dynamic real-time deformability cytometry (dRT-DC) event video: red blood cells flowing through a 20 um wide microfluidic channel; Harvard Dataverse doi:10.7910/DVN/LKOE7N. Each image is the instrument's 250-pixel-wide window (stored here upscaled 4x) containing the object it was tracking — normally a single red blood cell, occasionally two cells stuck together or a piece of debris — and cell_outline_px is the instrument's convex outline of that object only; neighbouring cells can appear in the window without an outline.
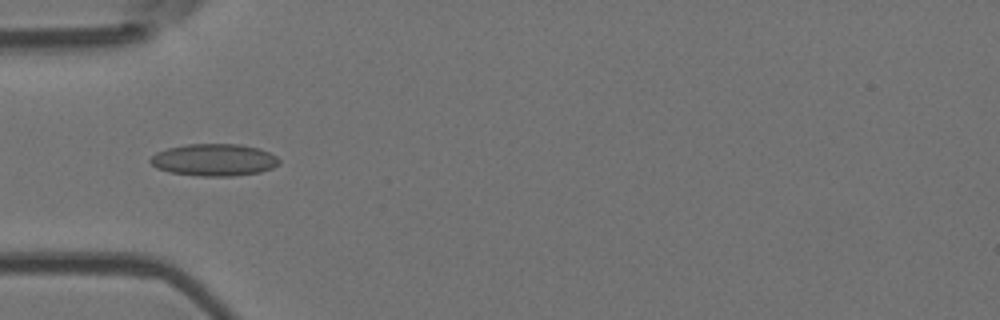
{"species": "Egyptian fruit bat (a non-hibernating species)", "species_latin": "Rousettus aegyptiacus", "temperature_condition": "room temperature", "stored_images_in_passage": 6, "camera_frame_rate_fps": 3000, "um_per_image_px": 0.085, "animal": {"sex": "female"}, "frame": {"image": 1, "passage_image": 4, "time_ms": 3.333, "image_size_px": [1000, 320], "cell_outline_px": [[280, 164], [272, 168], [260, 172], [232, 176], [200, 176], [168, 172], [156, 168], [148, 160], [156, 152], [168, 148], [188, 144], [240, 144], [260, 148], [276, 156], [280, 160]], "centroid_in_image_um": [18.2, 13.59], "position_along_channel_um": 66.8, "area_um2": 24.22}}
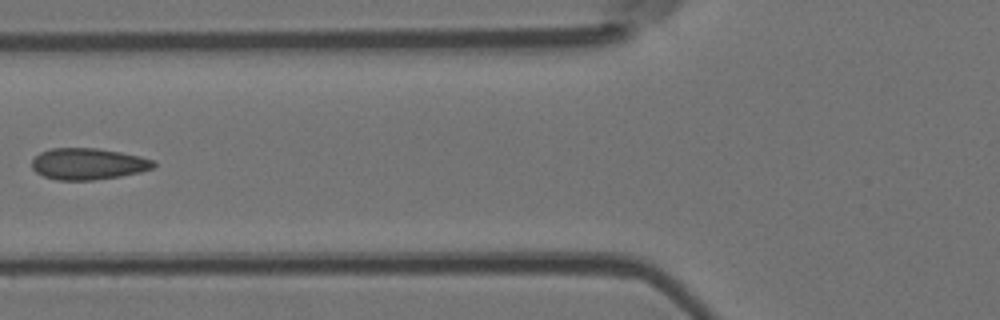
{"frame": {"image": 2, "passage_image": 5, "time_ms": 4.667, "image_size_px": [1000, 320], "cell_outline_px": [[156, 164], [152, 168], [140, 172], [120, 176], [92, 180], [56, 180], [44, 176], [36, 172], [32, 168], [32, 160], [40, 152], [52, 148], [96, 148], [120, 152], [140, 156], [152, 160]], "centroid_in_image_um": [7.47, 13.93], "position_along_channel_um": 118.3, "area_um2": 22.2}}
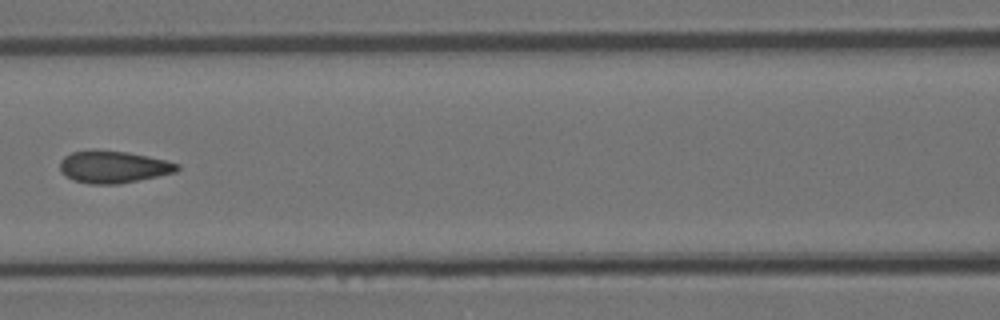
{"frame": {"image": 3, "passage_image": 6, "time_ms": 5.667, "image_size_px": [1000, 320], "cell_outline_px": [[180, 168], [176, 172], [120, 184], [88, 184], [72, 180], [64, 176], [60, 172], [60, 160], [64, 156], [72, 152], [128, 152], [164, 160], [180, 164]], "centroid_in_image_um": [9.62, 14.23], "position_along_channel_um": 157.0, "area_um2": 21.56}}